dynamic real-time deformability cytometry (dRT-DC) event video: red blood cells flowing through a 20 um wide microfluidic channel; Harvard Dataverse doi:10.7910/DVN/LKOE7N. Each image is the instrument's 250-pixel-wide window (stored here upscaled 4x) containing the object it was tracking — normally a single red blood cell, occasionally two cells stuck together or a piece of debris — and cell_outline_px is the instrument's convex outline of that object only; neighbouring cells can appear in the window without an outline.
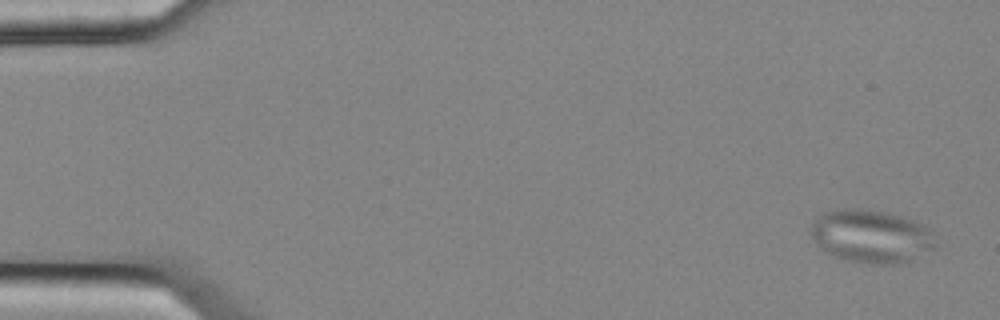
{"species": "common noctule bat (a hibernating species)", "species_latin": "Nyctalus noctula", "temperature_condition": "cold", "stored_images_in_passage": 16, "camera_frame_rate_fps": 3000, "um_per_image_px": 0.085, "animal": {"sex": "female", "body_mass_g": 25.1}, "frame": {"image": 1, "passage_image": 1, "time_ms": 0.0, "image_size_px": [1000, 320], "cell_outline_px": [[936, 248], [912, 260], [896, 264], [872, 264], [848, 260], [832, 256], [820, 248], [816, 244], [812, 236], [812, 224], [816, 216], [824, 212], [844, 208], [868, 208], [884, 212], [912, 220], [920, 224], [928, 232], [936, 244]], "centroid_in_image_um": [74.0, 20.09], "position_along_channel_um": 11.0, "area_um2": 38.38}}